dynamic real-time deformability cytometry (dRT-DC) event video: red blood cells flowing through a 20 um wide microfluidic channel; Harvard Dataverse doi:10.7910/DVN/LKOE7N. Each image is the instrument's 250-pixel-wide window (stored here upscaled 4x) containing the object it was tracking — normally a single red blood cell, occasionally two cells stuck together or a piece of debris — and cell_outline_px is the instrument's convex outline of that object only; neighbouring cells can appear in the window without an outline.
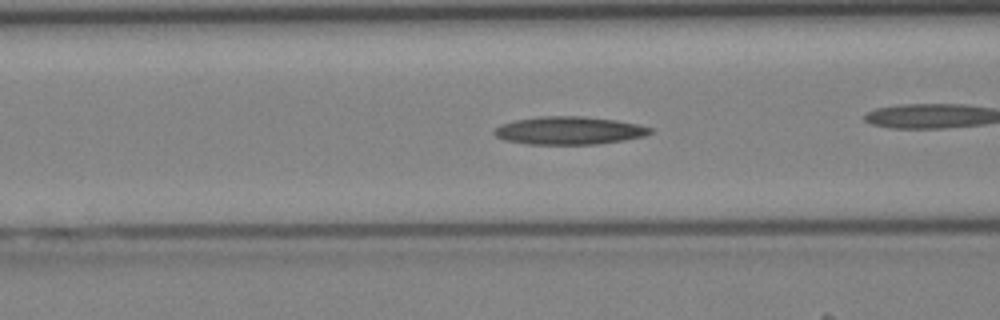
{"species": "Egyptian fruit bat (a non-hibernating species)", "species_latin": "Rousettus aegyptiacus", "temperature_condition": "cold", "stored_images_in_passage": 21, "camera_frame_rate_fps": 3000, "um_per_image_px": 0.085, "animal": {"sex": "female"}, "frame": {"image": 1, "passage_image": 4, "time_ms": 1.0, "image_size_px": [1000, 320], "cell_outline_px": [[652, 132], [644, 136], [624, 140], [596, 144], [528, 144], [504, 140], [496, 136], [492, 132], [500, 124], [516, 120], [540, 116], [580, 116], [616, 120], [636, 124], [652, 128]], "centroid_in_image_um": [48.35, 11.09], "position_along_channel_um": 118.3, "area_um2": 25.26}}